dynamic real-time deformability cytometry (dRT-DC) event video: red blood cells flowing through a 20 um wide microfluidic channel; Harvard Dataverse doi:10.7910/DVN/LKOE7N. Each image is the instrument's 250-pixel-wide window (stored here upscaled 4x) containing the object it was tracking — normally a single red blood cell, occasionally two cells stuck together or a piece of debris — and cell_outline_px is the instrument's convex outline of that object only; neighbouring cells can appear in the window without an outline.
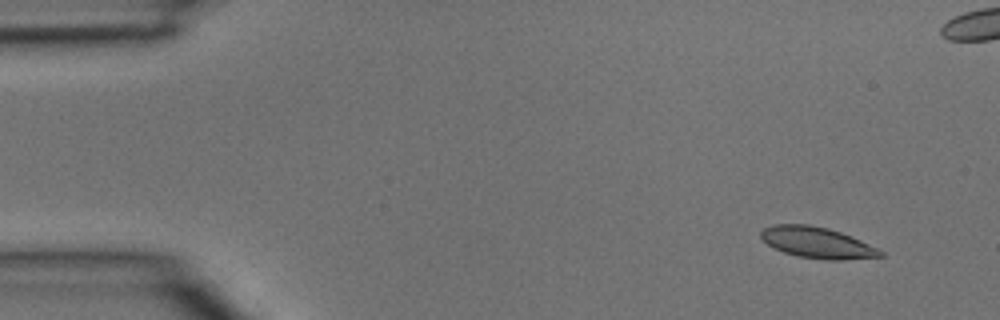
{"species": "common noctule bat (a hibernating species)", "species_latin": "Nyctalus noctula", "temperature_condition": "room temperature", "stored_images_in_passage": 5, "segment_of_instrument_passage": [2, 2], "camera_frame_rate_fps": 3000, "um_per_image_px": 0.085, "animal": {"sex": "male", "body_mass_g": 15.6}, "frame": {"image": 1, "passage_image": 5, "time_ms": 1.333, "image_size_px": [1000, 320], "cell_outline_px": [[884, 256], [844, 260], [828, 260], [800, 256], [784, 252], [768, 244], [760, 236], [760, 232], [764, 228], [772, 224], [808, 224], [828, 228], [852, 236], [880, 248], [884, 252]], "centroid_in_image_um": [69.51, 20.61], "position_along_channel_um": 15.5, "area_um2": 21.68}}